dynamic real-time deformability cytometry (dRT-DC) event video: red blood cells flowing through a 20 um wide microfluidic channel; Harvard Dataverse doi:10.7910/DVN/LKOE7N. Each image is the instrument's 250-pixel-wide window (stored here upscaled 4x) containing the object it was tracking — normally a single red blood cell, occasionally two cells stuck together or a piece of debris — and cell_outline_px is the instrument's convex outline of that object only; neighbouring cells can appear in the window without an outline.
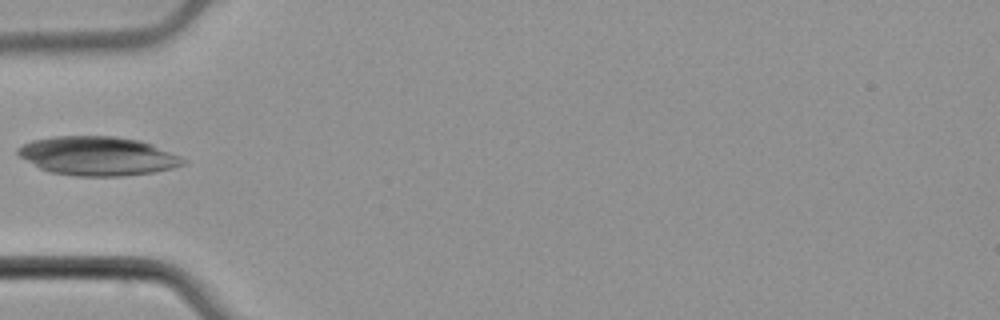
{"species": "common noctule bat (a hibernating species)", "species_latin": "Nyctalus noctula", "temperature_condition": "cold", "stored_images_in_passage": 5, "camera_frame_rate_fps": 3000, "um_per_image_px": 0.085, "animal": {"sex": "male", "body_mass_g": 21.5, "forearm_length_mm": 52.0}, "frame": {"image": 1, "passage_image": 5, "time_ms": 1.333, "image_size_px": [1000, 320], "cell_outline_px": [[188, 160], [184, 164], [172, 168], [152, 172], [124, 176], [76, 176], [48, 172], [40, 168], [20, 156], [16, 152], [16, 148], [32, 140], [52, 136], [112, 136], [140, 140], [152, 144], [180, 156]], "centroid_in_image_um": [8.3, 13.26], "position_along_channel_um": 76.7, "area_um2": 37.51}}